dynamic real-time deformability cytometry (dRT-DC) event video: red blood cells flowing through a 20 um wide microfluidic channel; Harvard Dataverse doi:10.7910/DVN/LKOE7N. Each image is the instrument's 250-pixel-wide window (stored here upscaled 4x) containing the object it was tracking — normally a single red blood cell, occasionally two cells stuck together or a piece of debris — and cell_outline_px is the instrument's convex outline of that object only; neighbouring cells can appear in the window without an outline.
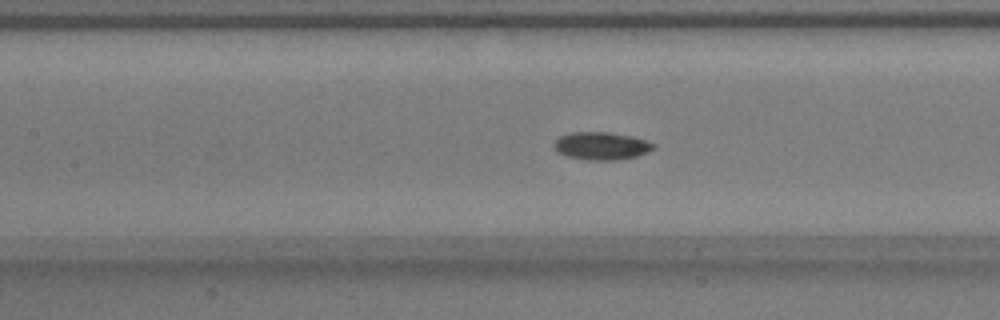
{"species": "common noctule bat (a hibernating species)", "species_latin": "Nyctalus noctula", "temperature_condition": "warm", "stored_images_in_passage": 38, "camera_frame_rate_fps": 3000, "um_per_image_px": 0.085, "animal": {"sex": "male", "body_mass_g": 17.9}, "frame": {"image": 1, "passage_image": 17, "time_ms": 5.333, "image_size_px": [1000, 320], "cell_outline_px": [[656, 148], [648, 152], [636, 156], [616, 160], [588, 160], [568, 156], [556, 152], [552, 144], [560, 136], [572, 132], [608, 132], [632, 136], [656, 144]], "centroid_in_image_um": [51.11, 12.4], "position_along_channel_um": 156.3, "area_um2": 16.13}}
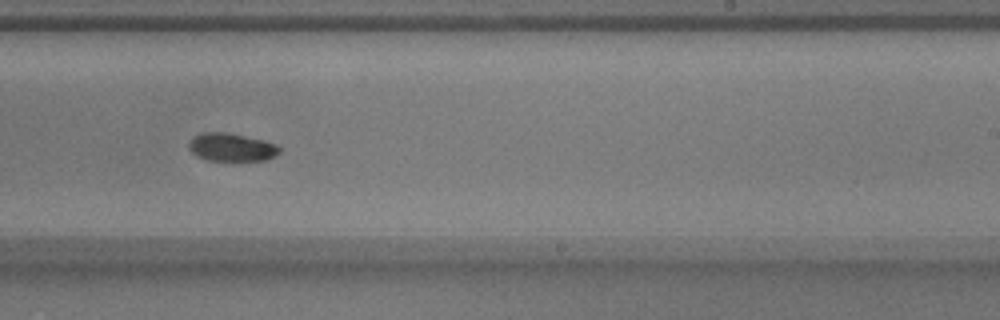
{"frame": {"image": 2, "passage_image": 26, "time_ms": 8.333, "image_size_px": [1000, 320], "cell_outline_px": [[280, 152], [268, 160], [208, 160], [192, 152], [188, 148], [188, 144], [196, 136], [204, 132], [224, 132], [264, 140], [276, 144], [280, 148]], "centroid_in_image_um": [19.72, 12.51], "position_along_channel_um": 269.3, "area_um2": 14.51}}
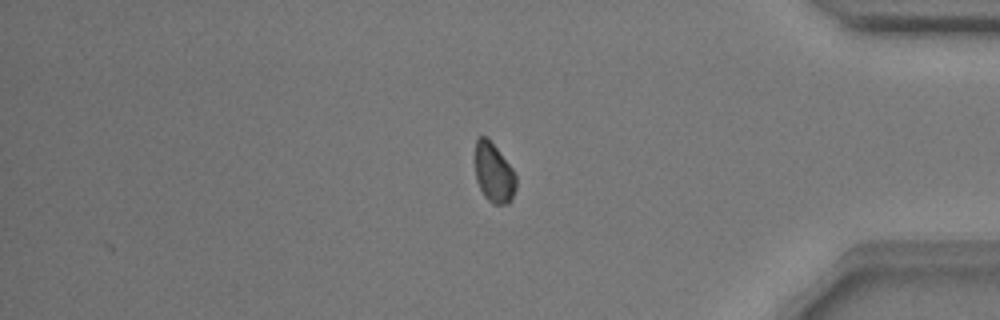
{"frame": {"image": 3, "passage_image": 38, "time_ms": 12.333, "image_size_px": [1000, 320], "cell_outline_px": [[516, 188], [508, 204], [492, 204], [484, 196], [476, 180], [476, 140], [480, 136], [488, 136], [512, 168], [516, 176]], "centroid_in_image_um": [41.98, 14.69], "position_along_channel_um": 393.2, "area_um2": 14.16}, "authors_computed_cell_mechanics": {"area_um2": 15.4615, "velocity_mm_per_s": 3.7816, "shape_relaxation_time_tau1_ms": 2.9377, "shape_relaxation_time_tau2_ms": null, "deformation_change_tau1": 0.1269, "deformation_change_tau2": null}}